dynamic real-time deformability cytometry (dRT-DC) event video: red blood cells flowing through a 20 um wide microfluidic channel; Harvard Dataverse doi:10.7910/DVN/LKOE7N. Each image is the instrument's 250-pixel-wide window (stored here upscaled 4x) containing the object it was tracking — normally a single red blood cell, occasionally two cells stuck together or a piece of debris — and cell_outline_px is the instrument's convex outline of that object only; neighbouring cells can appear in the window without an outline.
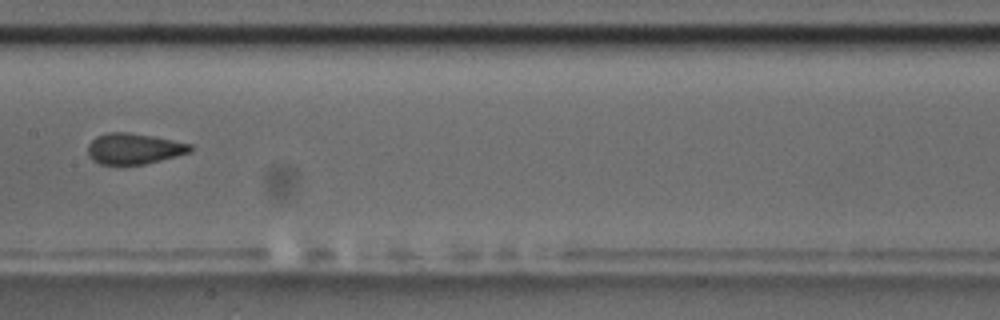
{"species": "common noctule bat (a hibernating species)", "species_latin": "Nyctalus noctula", "temperature_condition": "room temperature", "stored_images_in_passage": 15, "camera_frame_rate_fps": 3000, "um_per_image_px": 0.085, "animal": {"sex": "male", "body_mass_g": 17.5, "forearm_length_mm": 52.3}, "frame": {"image": 1, "passage_image": 7, "time_ms": 7.0, "image_size_px": [1000, 320], "cell_outline_px": [[192, 152], [144, 164], [100, 164], [92, 160], [88, 156], [88, 144], [96, 136], [108, 132], [128, 132], [156, 136], [192, 144]], "centroid_in_image_um": [11.39, 12.62], "position_along_channel_um": 196.0, "area_um2": 18.55}}
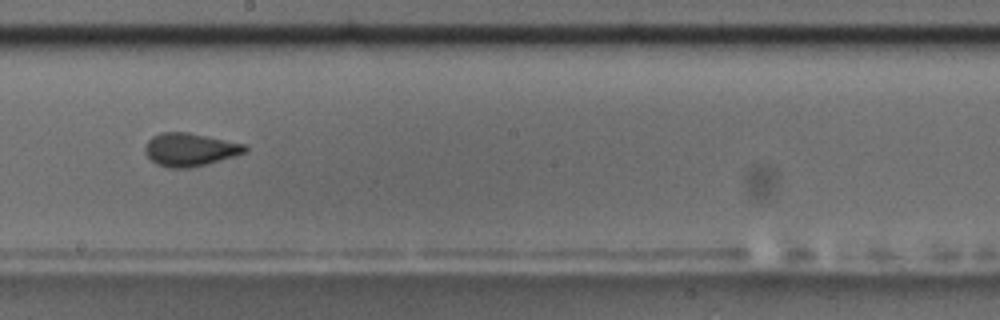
{"frame": {"image": 2, "passage_image": 8, "time_ms": 8.0, "image_size_px": [1000, 320], "cell_outline_px": [[248, 148], [244, 152], [232, 156], [204, 164], [188, 168], [168, 168], [156, 164], [144, 152], [144, 148], [148, 140], [152, 136], [160, 132], [188, 132], [244, 144]], "centroid_in_image_um": [16.07, 12.7], "position_along_channel_um": 232.1, "area_um2": 18.96}, "authors_computed_cell_mechanics": {"area_um2": 18.6694, "velocity_mm_per_s": 3.6242, "shape_relaxation_time_tau1_ms": 6.023, "shape_relaxation_time_tau2_ms": 1.3459, "deformation_change_tau1": 0.1367, "deformation_change_tau2": 0.0691}}